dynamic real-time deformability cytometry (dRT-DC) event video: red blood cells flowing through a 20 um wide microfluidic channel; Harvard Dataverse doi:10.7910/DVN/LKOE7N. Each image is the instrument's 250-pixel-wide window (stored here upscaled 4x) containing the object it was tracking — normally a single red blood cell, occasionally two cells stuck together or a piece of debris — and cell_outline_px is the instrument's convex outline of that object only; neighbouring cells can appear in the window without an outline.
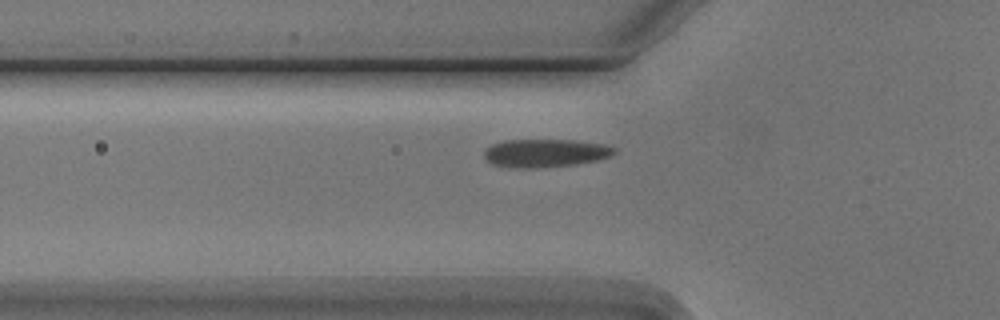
{"species": "Egyptian fruit bat (a non-hibernating species)", "species_latin": "Rousettus aegyptiacus", "temperature_condition": "cold", "stored_images_in_passage": 5, "camera_frame_rate_fps": 3000, "um_per_image_px": 0.085, "animal": {"sex": "male"}, "frame": {"image": 1, "passage_image": 5, "time_ms": 5.0, "image_size_px": [1000, 320], "cell_outline_px": [[616, 152], [612, 156], [596, 160], [576, 164], [536, 168], [516, 168], [492, 164], [484, 156], [484, 152], [492, 144], [504, 140], [576, 140], [604, 144], [616, 148]], "centroid_in_image_um": [46.38, 13.01], "position_along_channel_um": 79.4, "area_um2": 21.33}}